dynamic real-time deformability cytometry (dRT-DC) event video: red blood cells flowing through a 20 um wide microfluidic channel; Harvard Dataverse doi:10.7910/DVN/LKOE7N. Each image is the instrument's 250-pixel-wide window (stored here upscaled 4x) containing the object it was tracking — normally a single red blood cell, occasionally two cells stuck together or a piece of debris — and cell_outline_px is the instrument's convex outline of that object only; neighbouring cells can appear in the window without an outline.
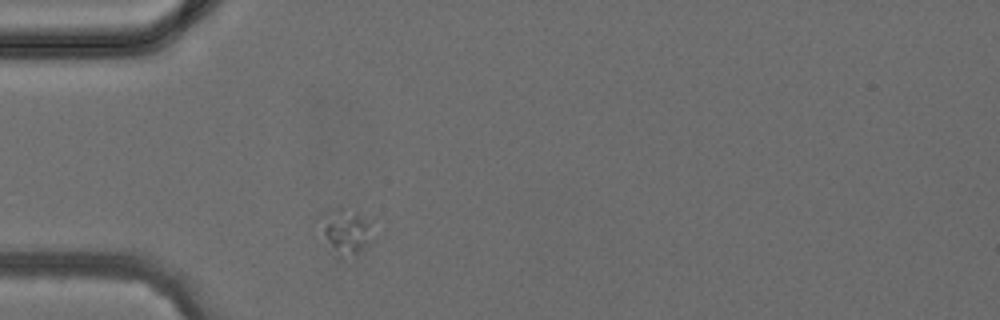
{"species": "common noctule bat (a hibernating species)", "species_latin": "Nyctalus noctula", "temperature_condition": "cold", "stored_images_in_passage": 1, "camera_frame_rate_fps": 3000, "um_per_image_px": 0.085, "animal": {"sex": "female", "body_mass_g": 24.6, "forearm_length_mm": 56.2}, "frame": {"image": 1, "passage_image": 1, "time_ms": 0.0, "image_size_px": [1000, 320], "cell_outline_px": [[376, 240], [356, 256], [340, 260], [336, 260], [324, 232], [324, 212], [336, 208], [340, 208], [356, 212], [372, 220], [376, 236]], "centroid_in_image_um": [29.58, 19.77], "position_along_channel_um": 55.4, "area_um2": 14.45}}